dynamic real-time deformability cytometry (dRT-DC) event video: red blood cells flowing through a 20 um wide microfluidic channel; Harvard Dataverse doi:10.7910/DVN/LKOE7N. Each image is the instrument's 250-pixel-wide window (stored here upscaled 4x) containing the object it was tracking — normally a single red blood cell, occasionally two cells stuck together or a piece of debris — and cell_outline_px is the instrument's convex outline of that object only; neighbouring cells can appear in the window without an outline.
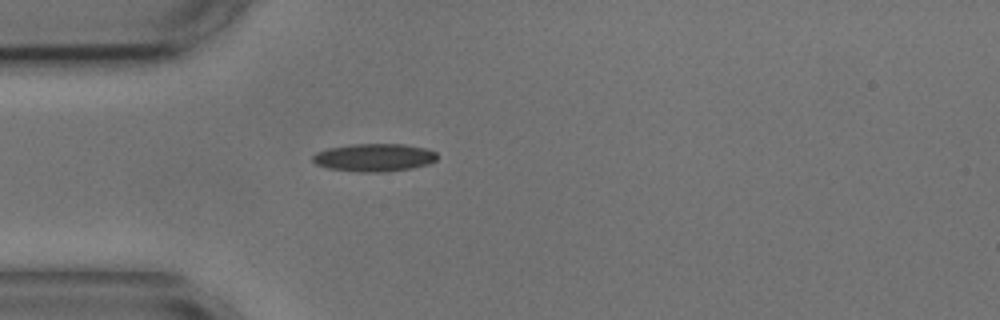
{"species": "common noctule bat (a hibernating species)", "species_latin": "Nyctalus noctula", "temperature_condition": "cold", "stored_images_in_passage": 4, "camera_frame_rate_fps": 3000, "um_per_image_px": 0.085, "animal": {"sex": "male", "body_mass_g": 17.9, "forearm_length_mm": 54.2}, "frame": {"image": 1, "passage_image": 4, "time_ms": 3.667, "image_size_px": [1000, 320], "cell_outline_px": [[436, 160], [428, 164], [412, 168], [384, 172], [360, 172], [328, 168], [316, 164], [312, 160], [312, 156], [316, 152], [328, 148], [348, 144], [404, 144], [424, 148], [436, 152]], "centroid_in_image_um": [31.78, 13.38], "position_along_channel_um": 53.2, "area_um2": 20.23}}